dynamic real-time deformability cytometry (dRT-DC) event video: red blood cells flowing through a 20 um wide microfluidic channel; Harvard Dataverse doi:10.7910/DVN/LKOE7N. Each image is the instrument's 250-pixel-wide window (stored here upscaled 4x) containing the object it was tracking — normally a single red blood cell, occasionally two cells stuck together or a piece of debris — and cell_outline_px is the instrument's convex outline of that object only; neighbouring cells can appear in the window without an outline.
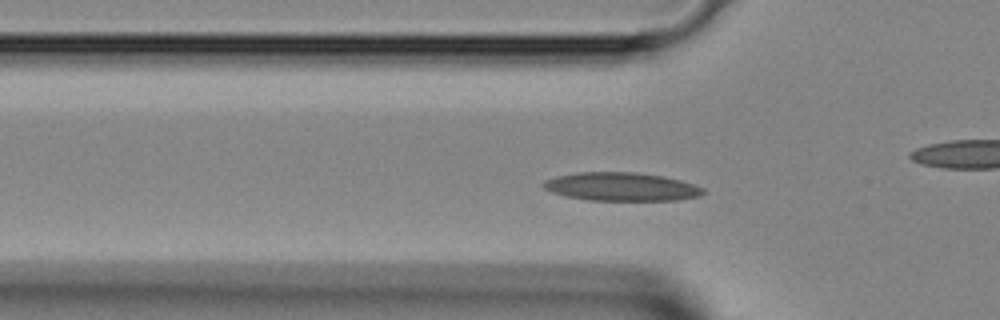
{"species": "Egyptian fruit bat (a non-hibernating species)", "species_latin": "Rousettus aegyptiacus", "temperature_condition": "room temperature", "stored_images_in_passage": 42, "camera_frame_rate_fps": 3000, "um_per_image_px": 0.085, "animal": {"sex": "female"}, "frame": {"image": 1, "passage_image": 11, "time_ms": 3.333, "image_size_px": [1000, 320], "cell_outline_px": [[704, 192], [700, 196], [676, 200], [588, 200], [568, 196], [552, 192], [544, 188], [540, 184], [544, 180], [556, 176], [576, 172], [636, 172], [664, 176], [696, 184], [704, 188]], "centroid_in_image_um": [52.82, 15.86], "position_along_channel_um": 73.0, "area_um2": 26.53}}
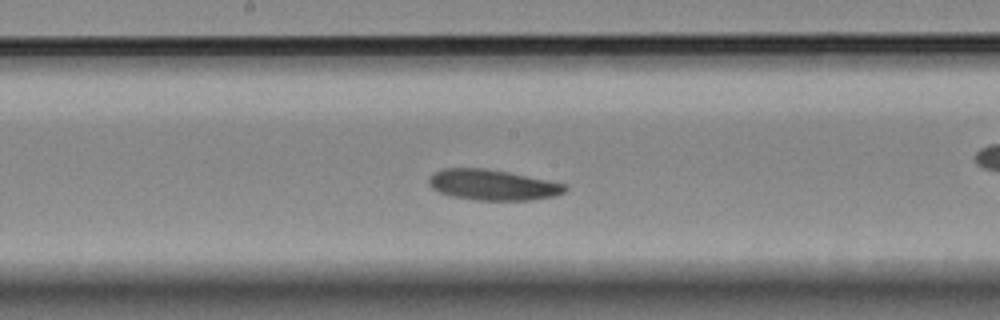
{"frame": {"image": 2, "passage_image": 20, "time_ms": 6.333, "image_size_px": [1000, 320], "cell_outline_px": [[568, 188], [564, 192], [556, 196], [532, 200], [476, 200], [448, 196], [432, 188], [428, 184], [428, 176], [444, 168], [484, 168], [508, 172], [568, 184]], "centroid_in_image_um": [41.88, 15.72], "position_along_channel_um": 206.3, "area_um2": 24.51}}
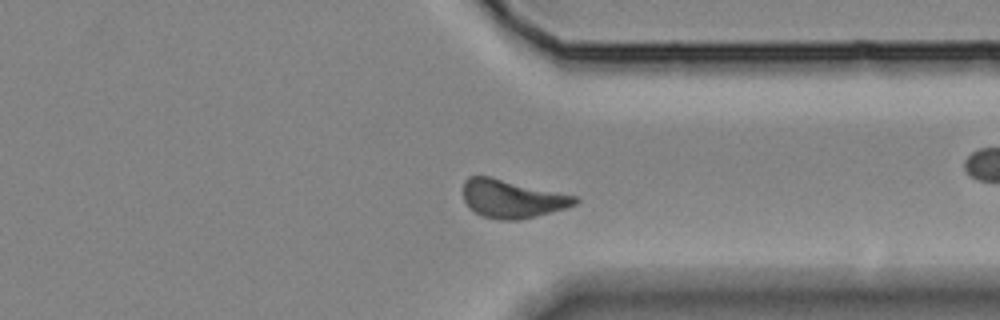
{"frame": {"image": 3, "passage_image": 31, "time_ms": 10.0, "image_size_px": [1000, 320], "cell_outline_px": [[580, 200], [576, 204], [568, 208], [520, 220], [500, 220], [484, 216], [468, 208], [464, 200], [464, 180], [468, 176], [492, 176], [576, 196]], "centroid_in_image_um": [43.54, 16.89], "position_along_channel_um": 367.9, "area_um2": 25.09}}